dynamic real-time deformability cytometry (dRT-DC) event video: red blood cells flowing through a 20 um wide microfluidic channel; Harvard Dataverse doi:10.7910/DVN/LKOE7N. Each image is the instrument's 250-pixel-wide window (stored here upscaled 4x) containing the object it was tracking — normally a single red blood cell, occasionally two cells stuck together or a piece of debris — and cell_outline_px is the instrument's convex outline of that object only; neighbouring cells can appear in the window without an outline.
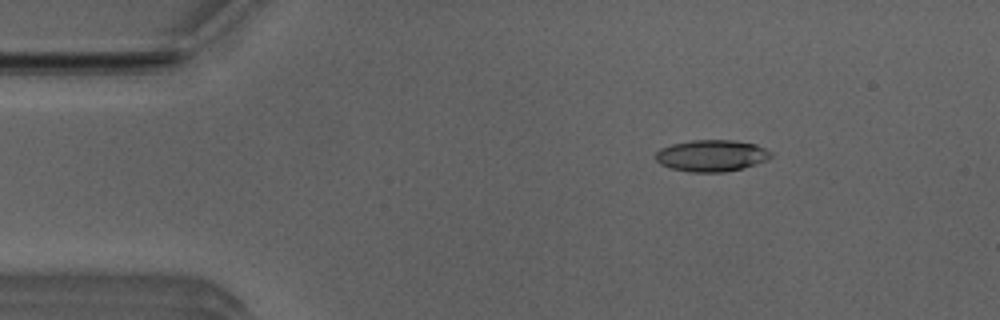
{"species": "Egyptian fruit bat (a non-hibernating species)", "species_latin": "Rousettus aegyptiacus", "temperature_condition": "room temperature", "stored_images_in_passage": 51, "camera_frame_rate_fps": 3000, "um_per_image_px": 0.085, "animal": {"sex": "male"}, "frame": {"image": 1, "passage_image": 7, "time_ms": 2.0, "image_size_px": [1000, 320], "cell_outline_px": [[772, 156], [768, 160], [744, 168], [724, 172], [688, 172], [672, 168], [660, 164], [656, 160], [656, 152], [660, 148], [672, 144], [692, 140], [732, 140], [756, 144], [772, 152]], "centroid_in_image_um": [60.5, 13.23], "position_along_channel_um": 24.5, "area_um2": 21.33}}
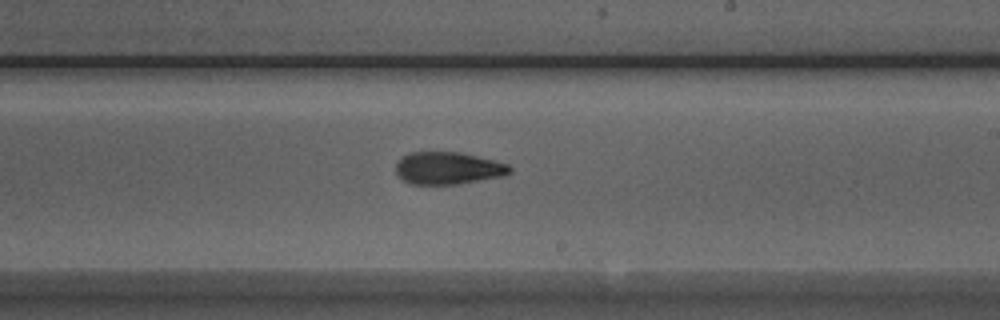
{"frame": {"image": 2, "passage_image": 29, "time_ms": 9.333, "image_size_px": [1000, 320], "cell_outline_px": [[512, 172], [504, 176], [456, 184], [408, 184], [396, 172], [396, 164], [408, 152], [460, 152], [508, 164], [512, 168]], "centroid_in_image_um": [38.1, 14.3], "position_along_channel_um": 250.9, "area_um2": 21.33}}
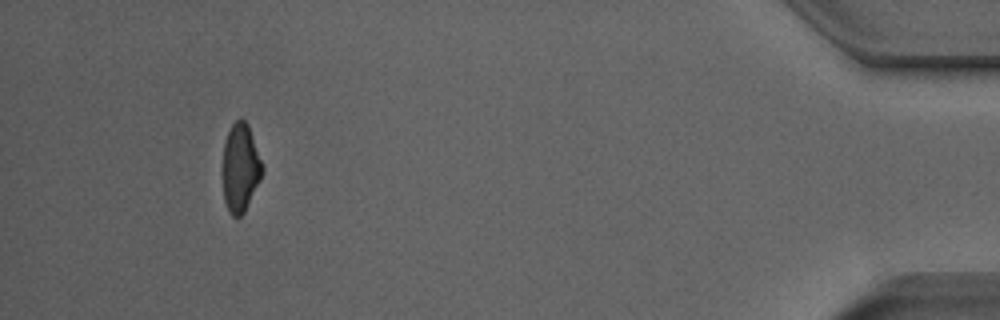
{"frame": {"image": 3, "passage_image": 47, "time_ms": 15.333, "image_size_px": [1000, 320], "cell_outline_px": [[264, 168], [260, 180], [244, 212], [240, 216], [232, 216], [228, 212], [224, 200], [224, 144], [228, 132], [232, 124], [240, 116], [248, 124], [264, 164]], "centroid_in_image_um": [20.46, 14.23], "position_along_channel_um": 414.7, "area_um2": 20.29}, "authors_computed_cell_mechanics": {"area_um2": 21.386, "velocity_mm_per_s": 3.9569, "shape_relaxation_time_tau1_ms": 5.2211, "shape_relaxation_time_tau2_ms": 2.5803, "deformation_change_tau1": 0.1601, "deformation_change_tau2": 0.1062}}